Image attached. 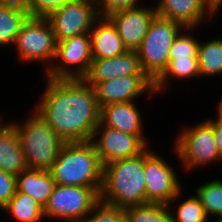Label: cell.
<instances>
[{
	"label": "cell",
	"mask_w": 222,
	"mask_h": 222,
	"mask_svg": "<svg viewBox=\"0 0 222 222\" xmlns=\"http://www.w3.org/2000/svg\"><path fill=\"white\" fill-rule=\"evenodd\" d=\"M28 168L17 130L0 115V170L17 176Z\"/></svg>",
	"instance_id": "19"
},
{
	"label": "cell",
	"mask_w": 222,
	"mask_h": 222,
	"mask_svg": "<svg viewBox=\"0 0 222 222\" xmlns=\"http://www.w3.org/2000/svg\"><path fill=\"white\" fill-rule=\"evenodd\" d=\"M100 202L121 209L146 204L144 151L103 165Z\"/></svg>",
	"instance_id": "2"
},
{
	"label": "cell",
	"mask_w": 222,
	"mask_h": 222,
	"mask_svg": "<svg viewBox=\"0 0 222 222\" xmlns=\"http://www.w3.org/2000/svg\"><path fill=\"white\" fill-rule=\"evenodd\" d=\"M157 15L155 6L145 5L122 9L110 13L107 17L116 26L118 35L128 51H136L141 45L148 28Z\"/></svg>",
	"instance_id": "14"
},
{
	"label": "cell",
	"mask_w": 222,
	"mask_h": 222,
	"mask_svg": "<svg viewBox=\"0 0 222 222\" xmlns=\"http://www.w3.org/2000/svg\"><path fill=\"white\" fill-rule=\"evenodd\" d=\"M182 127V130L177 132L175 141L173 140V151L182 164V169H185L184 172L222 162L216 147L213 127L207 119L190 127Z\"/></svg>",
	"instance_id": "5"
},
{
	"label": "cell",
	"mask_w": 222,
	"mask_h": 222,
	"mask_svg": "<svg viewBox=\"0 0 222 222\" xmlns=\"http://www.w3.org/2000/svg\"><path fill=\"white\" fill-rule=\"evenodd\" d=\"M216 114L217 117L215 116V118L217 119L214 120L222 123V99H220V102L218 101Z\"/></svg>",
	"instance_id": "36"
},
{
	"label": "cell",
	"mask_w": 222,
	"mask_h": 222,
	"mask_svg": "<svg viewBox=\"0 0 222 222\" xmlns=\"http://www.w3.org/2000/svg\"><path fill=\"white\" fill-rule=\"evenodd\" d=\"M182 195V190L174 197V199L167 205L171 217L172 222H208L209 217L203 208L200 199L192 194L189 198L184 199L181 203L179 197ZM179 200V204L176 200ZM176 204H174V203ZM177 202V203H176ZM175 205V206H172ZM174 211V212H172ZM175 213V214H174Z\"/></svg>",
	"instance_id": "24"
},
{
	"label": "cell",
	"mask_w": 222,
	"mask_h": 222,
	"mask_svg": "<svg viewBox=\"0 0 222 222\" xmlns=\"http://www.w3.org/2000/svg\"><path fill=\"white\" fill-rule=\"evenodd\" d=\"M196 196L200 199L208 217H222V180L213 179L199 185L195 189Z\"/></svg>",
	"instance_id": "25"
},
{
	"label": "cell",
	"mask_w": 222,
	"mask_h": 222,
	"mask_svg": "<svg viewBox=\"0 0 222 222\" xmlns=\"http://www.w3.org/2000/svg\"><path fill=\"white\" fill-rule=\"evenodd\" d=\"M184 26L156 15L136 50L142 71L154 81L167 67L170 48Z\"/></svg>",
	"instance_id": "6"
},
{
	"label": "cell",
	"mask_w": 222,
	"mask_h": 222,
	"mask_svg": "<svg viewBox=\"0 0 222 222\" xmlns=\"http://www.w3.org/2000/svg\"><path fill=\"white\" fill-rule=\"evenodd\" d=\"M99 108L122 102H136L145 93L155 94L153 81L147 75H131L99 82L95 87Z\"/></svg>",
	"instance_id": "13"
},
{
	"label": "cell",
	"mask_w": 222,
	"mask_h": 222,
	"mask_svg": "<svg viewBox=\"0 0 222 222\" xmlns=\"http://www.w3.org/2000/svg\"><path fill=\"white\" fill-rule=\"evenodd\" d=\"M144 174L146 203L168 205L182 190L178 173L171 163L151 151L149 146L144 150Z\"/></svg>",
	"instance_id": "10"
},
{
	"label": "cell",
	"mask_w": 222,
	"mask_h": 222,
	"mask_svg": "<svg viewBox=\"0 0 222 222\" xmlns=\"http://www.w3.org/2000/svg\"><path fill=\"white\" fill-rule=\"evenodd\" d=\"M137 104L122 102L103 106L100 108V122L129 135H145L144 119Z\"/></svg>",
	"instance_id": "17"
},
{
	"label": "cell",
	"mask_w": 222,
	"mask_h": 222,
	"mask_svg": "<svg viewBox=\"0 0 222 222\" xmlns=\"http://www.w3.org/2000/svg\"><path fill=\"white\" fill-rule=\"evenodd\" d=\"M204 3L210 8V10L216 15L220 8H222V0H204Z\"/></svg>",
	"instance_id": "35"
},
{
	"label": "cell",
	"mask_w": 222,
	"mask_h": 222,
	"mask_svg": "<svg viewBox=\"0 0 222 222\" xmlns=\"http://www.w3.org/2000/svg\"><path fill=\"white\" fill-rule=\"evenodd\" d=\"M140 0H95L100 16H108L110 13L141 6Z\"/></svg>",
	"instance_id": "31"
},
{
	"label": "cell",
	"mask_w": 222,
	"mask_h": 222,
	"mask_svg": "<svg viewBox=\"0 0 222 222\" xmlns=\"http://www.w3.org/2000/svg\"><path fill=\"white\" fill-rule=\"evenodd\" d=\"M126 222H172L167 205L146 203L124 209Z\"/></svg>",
	"instance_id": "26"
},
{
	"label": "cell",
	"mask_w": 222,
	"mask_h": 222,
	"mask_svg": "<svg viewBox=\"0 0 222 222\" xmlns=\"http://www.w3.org/2000/svg\"><path fill=\"white\" fill-rule=\"evenodd\" d=\"M131 75H146L141 69L136 51H127L106 59H93L89 72L83 79L95 87L99 82Z\"/></svg>",
	"instance_id": "15"
},
{
	"label": "cell",
	"mask_w": 222,
	"mask_h": 222,
	"mask_svg": "<svg viewBox=\"0 0 222 222\" xmlns=\"http://www.w3.org/2000/svg\"><path fill=\"white\" fill-rule=\"evenodd\" d=\"M75 0H29L34 17L47 18L65 4Z\"/></svg>",
	"instance_id": "30"
},
{
	"label": "cell",
	"mask_w": 222,
	"mask_h": 222,
	"mask_svg": "<svg viewBox=\"0 0 222 222\" xmlns=\"http://www.w3.org/2000/svg\"><path fill=\"white\" fill-rule=\"evenodd\" d=\"M207 120L211 123L213 127L216 147L218 149L220 157L222 158V123L215 121L212 118H208Z\"/></svg>",
	"instance_id": "34"
},
{
	"label": "cell",
	"mask_w": 222,
	"mask_h": 222,
	"mask_svg": "<svg viewBox=\"0 0 222 222\" xmlns=\"http://www.w3.org/2000/svg\"><path fill=\"white\" fill-rule=\"evenodd\" d=\"M192 30L194 32L196 27H184L180 31L170 48L169 59L197 57L199 39L191 33Z\"/></svg>",
	"instance_id": "28"
},
{
	"label": "cell",
	"mask_w": 222,
	"mask_h": 222,
	"mask_svg": "<svg viewBox=\"0 0 222 222\" xmlns=\"http://www.w3.org/2000/svg\"><path fill=\"white\" fill-rule=\"evenodd\" d=\"M155 10L160 17L197 29L207 19L216 17L204 0H158L155 2Z\"/></svg>",
	"instance_id": "16"
},
{
	"label": "cell",
	"mask_w": 222,
	"mask_h": 222,
	"mask_svg": "<svg viewBox=\"0 0 222 222\" xmlns=\"http://www.w3.org/2000/svg\"><path fill=\"white\" fill-rule=\"evenodd\" d=\"M89 34L93 59L116 57L128 51L118 35L116 26L107 16H100Z\"/></svg>",
	"instance_id": "18"
},
{
	"label": "cell",
	"mask_w": 222,
	"mask_h": 222,
	"mask_svg": "<svg viewBox=\"0 0 222 222\" xmlns=\"http://www.w3.org/2000/svg\"><path fill=\"white\" fill-rule=\"evenodd\" d=\"M200 77L222 75V37L200 42L197 49ZM210 76V77H209Z\"/></svg>",
	"instance_id": "22"
},
{
	"label": "cell",
	"mask_w": 222,
	"mask_h": 222,
	"mask_svg": "<svg viewBox=\"0 0 222 222\" xmlns=\"http://www.w3.org/2000/svg\"><path fill=\"white\" fill-rule=\"evenodd\" d=\"M56 45L47 18L34 17L24 22L12 46L21 63L42 62L47 71L54 61Z\"/></svg>",
	"instance_id": "8"
},
{
	"label": "cell",
	"mask_w": 222,
	"mask_h": 222,
	"mask_svg": "<svg viewBox=\"0 0 222 222\" xmlns=\"http://www.w3.org/2000/svg\"><path fill=\"white\" fill-rule=\"evenodd\" d=\"M101 189L56 184L43 208L44 217L64 222H81L100 202Z\"/></svg>",
	"instance_id": "7"
},
{
	"label": "cell",
	"mask_w": 222,
	"mask_h": 222,
	"mask_svg": "<svg viewBox=\"0 0 222 222\" xmlns=\"http://www.w3.org/2000/svg\"><path fill=\"white\" fill-rule=\"evenodd\" d=\"M16 176L0 170V209L2 210L15 195Z\"/></svg>",
	"instance_id": "32"
},
{
	"label": "cell",
	"mask_w": 222,
	"mask_h": 222,
	"mask_svg": "<svg viewBox=\"0 0 222 222\" xmlns=\"http://www.w3.org/2000/svg\"><path fill=\"white\" fill-rule=\"evenodd\" d=\"M0 4L6 10L17 13L26 19L34 18L29 0H0Z\"/></svg>",
	"instance_id": "33"
},
{
	"label": "cell",
	"mask_w": 222,
	"mask_h": 222,
	"mask_svg": "<svg viewBox=\"0 0 222 222\" xmlns=\"http://www.w3.org/2000/svg\"><path fill=\"white\" fill-rule=\"evenodd\" d=\"M100 17L95 0H75L47 17L56 42L89 33Z\"/></svg>",
	"instance_id": "11"
},
{
	"label": "cell",
	"mask_w": 222,
	"mask_h": 222,
	"mask_svg": "<svg viewBox=\"0 0 222 222\" xmlns=\"http://www.w3.org/2000/svg\"><path fill=\"white\" fill-rule=\"evenodd\" d=\"M55 185L50 171L28 168L16 176L17 191L34 198L43 208Z\"/></svg>",
	"instance_id": "20"
},
{
	"label": "cell",
	"mask_w": 222,
	"mask_h": 222,
	"mask_svg": "<svg viewBox=\"0 0 222 222\" xmlns=\"http://www.w3.org/2000/svg\"><path fill=\"white\" fill-rule=\"evenodd\" d=\"M192 77H194L193 80L201 79L197 57L169 59L167 67L153 81L155 95L162 91L164 93V90L169 88L167 85L175 79L177 81L192 79Z\"/></svg>",
	"instance_id": "21"
},
{
	"label": "cell",
	"mask_w": 222,
	"mask_h": 222,
	"mask_svg": "<svg viewBox=\"0 0 222 222\" xmlns=\"http://www.w3.org/2000/svg\"><path fill=\"white\" fill-rule=\"evenodd\" d=\"M23 122L10 120L15 127L30 169L50 171L66 143L36 111Z\"/></svg>",
	"instance_id": "4"
},
{
	"label": "cell",
	"mask_w": 222,
	"mask_h": 222,
	"mask_svg": "<svg viewBox=\"0 0 222 222\" xmlns=\"http://www.w3.org/2000/svg\"><path fill=\"white\" fill-rule=\"evenodd\" d=\"M81 222H126L124 209L99 202Z\"/></svg>",
	"instance_id": "29"
},
{
	"label": "cell",
	"mask_w": 222,
	"mask_h": 222,
	"mask_svg": "<svg viewBox=\"0 0 222 222\" xmlns=\"http://www.w3.org/2000/svg\"><path fill=\"white\" fill-rule=\"evenodd\" d=\"M215 222H222V217H220L217 221Z\"/></svg>",
	"instance_id": "37"
},
{
	"label": "cell",
	"mask_w": 222,
	"mask_h": 222,
	"mask_svg": "<svg viewBox=\"0 0 222 222\" xmlns=\"http://www.w3.org/2000/svg\"><path fill=\"white\" fill-rule=\"evenodd\" d=\"M146 135H129L117 129L104 126L101 122L95 128L91 142L94 144L102 165L112 161L130 158L142 153L149 145ZM148 139V140H147Z\"/></svg>",
	"instance_id": "12"
},
{
	"label": "cell",
	"mask_w": 222,
	"mask_h": 222,
	"mask_svg": "<svg viewBox=\"0 0 222 222\" xmlns=\"http://www.w3.org/2000/svg\"><path fill=\"white\" fill-rule=\"evenodd\" d=\"M50 173L55 184L102 187L103 165L91 141L65 143Z\"/></svg>",
	"instance_id": "3"
},
{
	"label": "cell",
	"mask_w": 222,
	"mask_h": 222,
	"mask_svg": "<svg viewBox=\"0 0 222 222\" xmlns=\"http://www.w3.org/2000/svg\"><path fill=\"white\" fill-rule=\"evenodd\" d=\"M33 109L66 142L91 141L100 123L93 86L84 79H48Z\"/></svg>",
	"instance_id": "1"
},
{
	"label": "cell",
	"mask_w": 222,
	"mask_h": 222,
	"mask_svg": "<svg viewBox=\"0 0 222 222\" xmlns=\"http://www.w3.org/2000/svg\"><path fill=\"white\" fill-rule=\"evenodd\" d=\"M91 37L89 33L57 42L51 67L45 71L48 79H83L91 62Z\"/></svg>",
	"instance_id": "9"
},
{
	"label": "cell",
	"mask_w": 222,
	"mask_h": 222,
	"mask_svg": "<svg viewBox=\"0 0 222 222\" xmlns=\"http://www.w3.org/2000/svg\"><path fill=\"white\" fill-rule=\"evenodd\" d=\"M2 210L12 214L17 222H38L45 218L43 207L34 198L17 190Z\"/></svg>",
	"instance_id": "23"
},
{
	"label": "cell",
	"mask_w": 222,
	"mask_h": 222,
	"mask_svg": "<svg viewBox=\"0 0 222 222\" xmlns=\"http://www.w3.org/2000/svg\"><path fill=\"white\" fill-rule=\"evenodd\" d=\"M26 20L23 16L6 10L0 4V47L10 48L13 45Z\"/></svg>",
	"instance_id": "27"
}]
</instances>
